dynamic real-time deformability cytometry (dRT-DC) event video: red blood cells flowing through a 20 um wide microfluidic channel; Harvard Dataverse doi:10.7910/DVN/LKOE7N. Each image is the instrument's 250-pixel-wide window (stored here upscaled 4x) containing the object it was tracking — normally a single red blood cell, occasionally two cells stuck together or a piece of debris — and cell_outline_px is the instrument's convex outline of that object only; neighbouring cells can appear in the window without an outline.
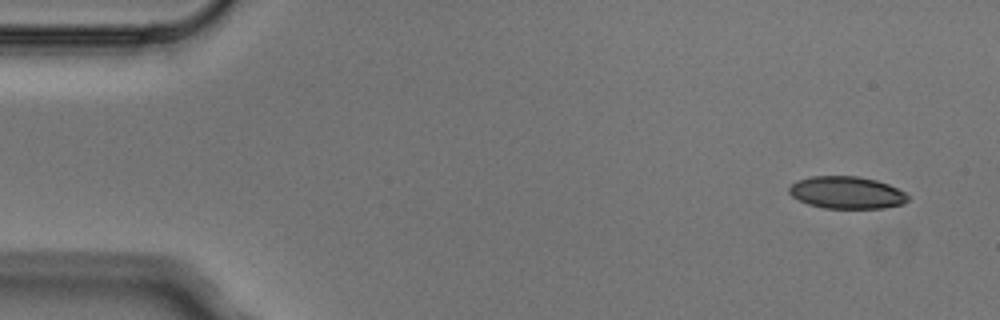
{"species": "Egyptian fruit bat (a non-hibernating species)", "species_latin": "Rousettus aegyptiacus", "temperature_condition": "cold", "stored_images_in_passage": 3, "camera_frame_rate_fps": 3000, "um_per_image_px": 0.085, "animal": {"sex": "male"}, "frame": {"image": 1, "passage_image": 1, "time_ms": 0.0, "image_size_px": [1000, 320], "cell_outline_px": [[908, 200], [904, 204], [884, 208], [824, 208], [808, 204], [792, 196], [788, 192], [788, 188], [796, 180], [812, 176], [856, 176], [876, 180], [888, 184], [904, 192], [908, 196]], "centroid_in_image_um": [71.96, 16.37], "position_along_channel_um": 13.0, "area_um2": 22.31}}